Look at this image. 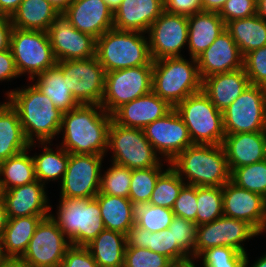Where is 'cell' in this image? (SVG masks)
<instances>
[{
  "label": "cell",
  "instance_id": "cell-13",
  "mask_svg": "<svg viewBox=\"0 0 266 267\" xmlns=\"http://www.w3.org/2000/svg\"><path fill=\"white\" fill-rule=\"evenodd\" d=\"M71 246L57 223L48 216L37 225L26 251L19 259L31 267H60Z\"/></svg>",
  "mask_w": 266,
  "mask_h": 267
},
{
  "label": "cell",
  "instance_id": "cell-21",
  "mask_svg": "<svg viewBox=\"0 0 266 267\" xmlns=\"http://www.w3.org/2000/svg\"><path fill=\"white\" fill-rule=\"evenodd\" d=\"M73 27L99 38L113 29V11L104 0H73L63 13Z\"/></svg>",
  "mask_w": 266,
  "mask_h": 267
},
{
  "label": "cell",
  "instance_id": "cell-35",
  "mask_svg": "<svg viewBox=\"0 0 266 267\" xmlns=\"http://www.w3.org/2000/svg\"><path fill=\"white\" fill-rule=\"evenodd\" d=\"M226 29L239 47L243 57L266 45V20L257 14L247 18L234 19L226 24Z\"/></svg>",
  "mask_w": 266,
  "mask_h": 267
},
{
  "label": "cell",
  "instance_id": "cell-16",
  "mask_svg": "<svg viewBox=\"0 0 266 267\" xmlns=\"http://www.w3.org/2000/svg\"><path fill=\"white\" fill-rule=\"evenodd\" d=\"M147 34L153 61L182 57L181 49L188 43V17L164 10L152 23Z\"/></svg>",
  "mask_w": 266,
  "mask_h": 267
},
{
  "label": "cell",
  "instance_id": "cell-44",
  "mask_svg": "<svg viewBox=\"0 0 266 267\" xmlns=\"http://www.w3.org/2000/svg\"><path fill=\"white\" fill-rule=\"evenodd\" d=\"M203 267H244L245 253L232 247L217 246L203 251L197 258Z\"/></svg>",
  "mask_w": 266,
  "mask_h": 267
},
{
  "label": "cell",
  "instance_id": "cell-14",
  "mask_svg": "<svg viewBox=\"0 0 266 267\" xmlns=\"http://www.w3.org/2000/svg\"><path fill=\"white\" fill-rule=\"evenodd\" d=\"M104 157L98 154L69 153L67 169L60 182V197L95 198L100 191Z\"/></svg>",
  "mask_w": 266,
  "mask_h": 267
},
{
  "label": "cell",
  "instance_id": "cell-57",
  "mask_svg": "<svg viewBox=\"0 0 266 267\" xmlns=\"http://www.w3.org/2000/svg\"><path fill=\"white\" fill-rule=\"evenodd\" d=\"M48 3H50L59 14H63L70 4L73 2V0H46Z\"/></svg>",
  "mask_w": 266,
  "mask_h": 267
},
{
  "label": "cell",
  "instance_id": "cell-36",
  "mask_svg": "<svg viewBox=\"0 0 266 267\" xmlns=\"http://www.w3.org/2000/svg\"><path fill=\"white\" fill-rule=\"evenodd\" d=\"M40 145L43 152L32 156L37 180L44 185L48 183L47 181L58 179L61 182L69 162V153L60 145L55 152L50 148L51 142H39V147Z\"/></svg>",
  "mask_w": 266,
  "mask_h": 267
},
{
  "label": "cell",
  "instance_id": "cell-55",
  "mask_svg": "<svg viewBox=\"0 0 266 267\" xmlns=\"http://www.w3.org/2000/svg\"><path fill=\"white\" fill-rule=\"evenodd\" d=\"M227 0H201L202 10L220 12Z\"/></svg>",
  "mask_w": 266,
  "mask_h": 267
},
{
  "label": "cell",
  "instance_id": "cell-40",
  "mask_svg": "<svg viewBox=\"0 0 266 267\" xmlns=\"http://www.w3.org/2000/svg\"><path fill=\"white\" fill-rule=\"evenodd\" d=\"M163 166L131 170L129 199L136 206L148 203L158 177L165 171Z\"/></svg>",
  "mask_w": 266,
  "mask_h": 267
},
{
  "label": "cell",
  "instance_id": "cell-63",
  "mask_svg": "<svg viewBox=\"0 0 266 267\" xmlns=\"http://www.w3.org/2000/svg\"><path fill=\"white\" fill-rule=\"evenodd\" d=\"M6 258L3 256V253H2V248H1V245H0V266L2 265L3 261L5 260Z\"/></svg>",
  "mask_w": 266,
  "mask_h": 267
},
{
  "label": "cell",
  "instance_id": "cell-20",
  "mask_svg": "<svg viewBox=\"0 0 266 267\" xmlns=\"http://www.w3.org/2000/svg\"><path fill=\"white\" fill-rule=\"evenodd\" d=\"M243 58L231 34L225 29L196 60L203 80L214 74L243 68Z\"/></svg>",
  "mask_w": 266,
  "mask_h": 267
},
{
  "label": "cell",
  "instance_id": "cell-48",
  "mask_svg": "<svg viewBox=\"0 0 266 267\" xmlns=\"http://www.w3.org/2000/svg\"><path fill=\"white\" fill-rule=\"evenodd\" d=\"M172 211L175 216L196 223L197 186L185 184L174 202Z\"/></svg>",
  "mask_w": 266,
  "mask_h": 267
},
{
  "label": "cell",
  "instance_id": "cell-54",
  "mask_svg": "<svg viewBox=\"0 0 266 267\" xmlns=\"http://www.w3.org/2000/svg\"><path fill=\"white\" fill-rule=\"evenodd\" d=\"M23 0H0V14L11 17Z\"/></svg>",
  "mask_w": 266,
  "mask_h": 267
},
{
  "label": "cell",
  "instance_id": "cell-4",
  "mask_svg": "<svg viewBox=\"0 0 266 267\" xmlns=\"http://www.w3.org/2000/svg\"><path fill=\"white\" fill-rule=\"evenodd\" d=\"M146 33L111 29L96 39V57L105 72L153 65Z\"/></svg>",
  "mask_w": 266,
  "mask_h": 267
},
{
  "label": "cell",
  "instance_id": "cell-24",
  "mask_svg": "<svg viewBox=\"0 0 266 267\" xmlns=\"http://www.w3.org/2000/svg\"><path fill=\"white\" fill-rule=\"evenodd\" d=\"M222 146L231 173L266 159V131L225 135Z\"/></svg>",
  "mask_w": 266,
  "mask_h": 267
},
{
  "label": "cell",
  "instance_id": "cell-37",
  "mask_svg": "<svg viewBox=\"0 0 266 267\" xmlns=\"http://www.w3.org/2000/svg\"><path fill=\"white\" fill-rule=\"evenodd\" d=\"M27 151L0 162V191L30 184L37 180L33 158Z\"/></svg>",
  "mask_w": 266,
  "mask_h": 267
},
{
  "label": "cell",
  "instance_id": "cell-11",
  "mask_svg": "<svg viewBox=\"0 0 266 267\" xmlns=\"http://www.w3.org/2000/svg\"><path fill=\"white\" fill-rule=\"evenodd\" d=\"M222 114L226 135L266 131V87L250 84Z\"/></svg>",
  "mask_w": 266,
  "mask_h": 267
},
{
  "label": "cell",
  "instance_id": "cell-18",
  "mask_svg": "<svg viewBox=\"0 0 266 267\" xmlns=\"http://www.w3.org/2000/svg\"><path fill=\"white\" fill-rule=\"evenodd\" d=\"M56 61L79 60L96 56V38L72 26L59 14L47 30Z\"/></svg>",
  "mask_w": 266,
  "mask_h": 267
},
{
  "label": "cell",
  "instance_id": "cell-58",
  "mask_svg": "<svg viewBox=\"0 0 266 267\" xmlns=\"http://www.w3.org/2000/svg\"><path fill=\"white\" fill-rule=\"evenodd\" d=\"M0 267H31L19 258H6Z\"/></svg>",
  "mask_w": 266,
  "mask_h": 267
},
{
  "label": "cell",
  "instance_id": "cell-46",
  "mask_svg": "<svg viewBox=\"0 0 266 267\" xmlns=\"http://www.w3.org/2000/svg\"><path fill=\"white\" fill-rule=\"evenodd\" d=\"M172 261L147 248L126 247L124 267H167Z\"/></svg>",
  "mask_w": 266,
  "mask_h": 267
},
{
  "label": "cell",
  "instance_id": "cell-7",
  "mask_svg": "<svg viewBox=\"0 0 266 267\" xmlns=\"http://www.w3.org/2000/svg\"><path fill=\"white\" fill-rule=\"evenodd\" d=\"M186 127L193 144L220 145L225 137L222 111L201 90L189 95L174 107Z\"/></svg>",
  "mask_w": 266,
  "mask_h": 267
},
{
  "label": "cell",
  "instance_id": "cell-32",
  "mask_svg": "<svg viewBox=\"0 0 266 267\" xmlns=\"http://www.w3.org/2000/svg\"><path fill=\"white\" fill-rule=\"evenodd\" d=\"M126 235L103 230L85 247L100 267H124Z\"/></svg>",
  "mask_w": 266,
  "mask_h": 267
},
{
  "label": "cell",
  "instance_id": "cell-30",
  "mask_svg": "<svg viewBox=\"0 0 266 267\" xmlns=\"http://www.w3.org/2000/svg\"><path fill=\"white\" fill-rule=\"evenodd\" d=\"M50 215H32L8 218L0 237V245L5 258H20L26 251L37 225Z\"/></svg>",
  "mask_w": 266,
  "mask_h": 267
},
{
  "label": "cell",
  "instance_id": "cell-60",
  "mask_svg": "<svg viewBox=\"0 0 266 267\" xmlns=\"http://www.w3.org/2000/svg\"><path fill=\"white\" fill-rule=\"evenodd\" d=\"M257 15L266 20V0H257Z\"/></svg>",
  "mask_w": 266,
  "mask_h": 267
},
{
  "label": "cell",
  "instance_id": "cell-47",
  "mask_svg": "<svg viewBox=\"0 0 266 267\" xmlns=\"http://www.w3.org/2000/svg\"><path fill=\"white\" fill-rule=\"evenodd\" d=\"M243 68L250 84L266 87V45L247 53Z\"/></svg>",
  "mask_w": 266,
  "mask_h": 267
},
{
  "label": "cell",
  "instance_id": "cell-51",
  "mask_svg": "<svg viewBox=\"0 0 266 267\" xmlns=\"http://www.w3.org/2000/svg\"><path fill=\"white\" fill-rule=\"evenodd\" d=\"M164 10L187 17L203 11L201 0H164Z\"/></svg>",
  "mask_w": 266,
  "mask_h": 267
},
{
  "label": "cell",
  "instance_id": "cell-17",
  "mask_svg": "<svg viewBox=\"0 0 266 267\" xmlns=\"http://www.w3.org/2000/svg\"><path fill=\"white\" fill-rule=\"evenodd\" d=\"M145 137L158 155L170 163L180 152L192 145L189 130L173 108L165 116L143 129Z\"/></svg>",
  "mask_w": 266,
  "mask_h": 267
},
{
  "label": "cell",
  "instance_id": "cell-29",
  "mask_svg": "<svg viewBox=\"0 0 266 267\" xmlns=\"http://www.w3.org/2000/svg\"><path fill=\"white\" fill-rule=\"evenodd\" d=\"M36 143L29 142L23 132L17 111L8 101L0 103V162L25 150L31 151Z\"/></svg>",
  "mask_w": 266,
  "mask_h": 267
},
{
  "label": "cell",
  "instance_id": "cell-3",
  "mask_svg": "<svg viewBox=\"0 0 266 267\" xmlns=\"http://www.w3.org/2000/svg\"><path fill=\"white\" fill-rule=\"evenodd\" d=\"M170 166L189 185L223 187L230 181L231 173L222 144H192L180 152Z\"/></svg>",
  "mask_w": 266,
  "mask_h": 267
},
{
  "label": "cell",
  "instance_id": "cell-33",
  "mask_svg": "<svg viewBox=\"0 0 266 267\" xmlns=\"http://www.w3.org/2000/svg\"><path fill=\"white\" fill-rule=\"evenodd\" d=\"M58 15L46 0H23L10 19L13 27L47 32Z\"/></svg>",
  "mask_w": 266,
  "mask_h": 267
},
{
  "label": "cell",
  "instance_id": "cell-8",
  "mask_svg": "<svg viewBox=\"0 0 266 267\" xmlns=\"http://www.w3.org/2000/svg\"><path fill=\"white\" fill-rule=\"evenodd\" d=\"M111 149V163L131 170L164 166L143 129L125 127L112 120L108 132L107 152ZM158 156V157H157Z\"/></svg>",
  "mask_w": 266,
  "mask_h": 267
},
{
  "label": "cell",
  "instance_id": "cell-45",
  "mask_svg": "<svg viewBox=\"0 0 266 267\" xmlns=\"http://www.w3.org/2000/svg\"><path fill=\"white\" fill-rule=\"evenodd\" d=\"M197 227L195 222L175 216L168 227L172 230L174 242L191 258L195 263V246L197 237Z\"/></svg>",
  "mask_w": 266,
  "mask_h": 267
},
{
  "label": "cell",
  "instance_id": "cell-41",
  "mask_svg": "<svg viewBox=\"0 0 266 267\" xmlns=\"http://www.w3.org/2000/svg\"><path fill=\"white\" fill-rule=\"evenodd\" d=\"M135 213V225L150 232L167 229L175 217L172 209L149 203L137 204Z\"/></svg>",
  "mask_w": 266,
  "mask_h": 267
},
{
  "label": "cell",
  "instance_id": "cell-62",
  "mask_svg": "<svg viewBox=\"0 0 266 267\" xmlns=\"http://www.w3.org/2000/svg\"><path fill=\"white\" fill-rule=\"evenodd\" d=\"M167 267H186L184 264L171 262Z\"/></svg>",
  "mask_w": 266,
  "mask_h": 267
},
{
  "label": "cell",
  "instance_id": "cell-27",
  "mask_svg": "<svg viewBox=\"0 0 266 267\" xmlns=\"http://www.w3.org/2000/svg\"><path fill=\"white\" fill-rule=\"evenodd\" d=\"M250 85L244 68L218 73L202 80V91L220 111L230 106Z\"/></svg>",
  "mask_w": 266,
  "mask_h": 267
},
{
  "label": "cell",
  "instance_id": "cell-23",
  "mask_svg": "<svg viewBox=\"0 0 266 267\" xmlns=\"http://www.w3.org/2000/svg\"><path fill=\"white\" fill-rule=\"evenodd\" d=\"M173 107L153 91L123 104L112 119L119 125L144 129L155 120L165 116Z\"/></svg>",
  "mask_w": 266,
  "mask_h": 267
},
{
  "label": "cell",
  "instance_id": "cell-56",
  "mask_svg": "<svg viewBox=\"0 0 266 267\" xmlns=\"http://www.w3.org/2000/svg\"><path fill=\"white\" fill-rule=\"evenodd\" d=\"M7 221L8 217H7L5 199L3 197L2 192L0 191V237L3 234V231L5 230Z\"/></svg>",
  "mask_w": 266,
  "mask_h": 267
},
{
  "label": "cell",
  "instance_id": "cell-2",
  "mask_svg": "<svg viewBox=\"0 0 266 267\" xmlns=\"http://www.w3.org/2000/svg\"><path fill=\"white\" fill-rule=\"evenodd\" d=\"M6 96L17 111L24 135L30 143L52 142L60 134L63 113L34 84L12 89L6 92Z\"/></svg>",
  "mask_w": 266,
  "mask_h": 267
},
{
  "label": "cell",
  "instance_id": "cell-38",
  "mask_svg": "<svg viewBox=\"0 0 266 267\" xmlns=\"http://www.w3.org/2000/svg\"><path fill=\"white\" fill-rule=\"evenodd\" d=\"M186 183L178 173L169 165L158 177L152 192L149 204L172 209L182 187Z\"/></svg>",
  "mask_w": 266,
  "mask_h": 267
},
{
  "label": "cell",
  "instance_id": "cell-39",
  "mask_svg": "<svg viewBox=\"0 0 266 267\" xmlns=\"http://www.w3.org/2000/svg\"><path fill=\"white\" fill-rule=\"evenodd\" d=\"M223 215V187H197L196 224L210 223Z\"/></svg>",
  "mask_w": 266,
  "mask_h": 267
},
{
  "label": "cell",
  "instance_id": "cell-59",
  "mask_svg": "<svg viewBox=\"0 0 266 267\" xmlns=\"http://www.w3.org/2000/svg\"><path fill=\"white\" fill-rule=\"evenodd\" d=\"M253 265L249 266L250 261L248 259V254H245V259H244V267H266V253L260 258H258L256 261H254Z\"/></svg>",
  "mask_w": 266,
  "mask_h": 267
},
{
  "label": "cell",
  "instance_id": "cell-10",
  "mask_svg": "<svg viewBox=\"0 0 266 267\" xmlns=\"http://www.w3.org/2000/svg\"><path fill=\"white\" fill-rule=\"evenodd\" d=\"M153 65L106 72L102 108L113 114L123 104L152 92Z\"/></svg>",
  "mask_w": 266,
  "mask_h": 267
},
{
  "label": "cell",
  "instance_id": "cell-19",
  "mask_svg": "<svg viewBox=\"0 0 266 267\" xmlns=\"http://www.w3.org/2000/svg\"><path fill=\"white\" fill-rule=\"evenodd\" d=\"M223 215L245 221L262 234L266 231V198L230 180L223 186Z\"/></svg>",
  "mask_w": 266,
  "mask_h": 267
},
{
  "label": "cell",
  "instance_id": "cell-1",
  "mask_svg": "<svg viewBox=\"0 0 266 267\" xmlns=\"http://www.w3.org/2000/svg\"><path fill=\"white\" fill-rule=\"evenodd\" d=\"M101 105L83 104L62 115L61 147L72 154H98L105 156L108 132L112 122Z\"/></svg>",
  "mask_w": 266,
  "mask_h": 267
},
{
  "label": "cell",
  "instance_id": "cell-25",
  "mask_svg": "<svg viewBox=\"0 0 266 267\" xmlns=\"http://www.w3.org/2000/svg\"><path fill=\"white\" fill-rule=\"evenodd\" d=\"M164 11V0H122L113 12V27L122 31L147 33Z\"/></svg>",
  "mask_w": 266,
  "mask_h": 267
},
{
  "label": "cell",
  "instance_id": "cell-28",
  "mask_svg": "<svg viewBox=\"0 0 266 267\" xmlns=\"http://www.w3.org/2000/svg\"><path fill=\"white\" fill-rule=\"evenodd\" d=\"M226 29L218 12L201 11L188 16V51L198 58Z\"/></svg>",
  "mask_w": 266,
  "mask_h": 267
},
{
  "label": "cell",
  "instance_id": "cell-43",
  "mask_svg": "<svg viewBox=\"0 0 266 267\" xmlns=\"http://www.w3.org/2000/svg\"><path fill=\"white\" fill-rule=\"evenodd\" d=\"M112 164V165H111ZM104 174H101L100 191L98 194L129 197L131 169L114 163Z\"/></svg>",
  "mask_w": 266,
  "mask_h": 267
},
{
  "label": "cell",
  "instance_id": "cell-31",
  "mask_svg": "<svg viewBox=\"0 0 266 267\" xmlns=\"http://www.w3.org/2000/svg\"><path fill=\"white\" fill-rule=\"evenodd\" d=\"M95 198L101 211L105 229L127 235L135 225V205L129 198L97 194Z\"/></svg>",
  "mask_w": 266,
  "mask_h": 267
},
{
  "label": "cell",
  "instance_id": "cell-42",
  "mask_svg": "<svg viewBox=\"0 0 266 267\" xmlns=\"http://www.w3.org/2000/svg\"><path fill=\"white\" fill-rule=\"evenodd\" d=\"M230 180L237 186L266 198V159L234 169Z\"/></svg>",
  "mask_w": 266,
  "mask_h": 267
},
{
  "label": "cell",
  "instance_id": "cell-61",
  "mask_svg": "<svg viewBox=\"0 0 266 267\" xmlns=\"http://www.w3.org/2000/svg\"><path fill=\"white\" fill-rule=\"evenodd\" d=\"M109 8L114 12L120 5V3L122 2V0H104Z\"/></svg>",
  "mask_w": 266,
  "mask_h": 267
},
{
  "label": "cell",
  "instance_id": "cell-50",
  "mask_svg": "<svg viewBox=\"0 0 266 267\" xmlns=\"http://www.w3.org/2000/svg\"><path fill=\"white\" fill-rule=\"evenodd\" d=\"M60 267H100L85 246H71L65 253Z\"/></svg>",
  "mask_w": 266,
  "mask_h": 267
},
{
  "label": "cell",
  "instance_id": "cell-15",
  "mask_svg": "<svg viewBox=\"0 0 266 267\" xmlns=\"http://www.w3.org/2000/svg\"><path fill=\"white\" fill-rule=\"evenodd\" d=\"M257 235L259 233L249 223L222 215L210 223L198 225L195 260L206 249L217 246L232 247L246 254L243 243Z\"/></svg>",
  "mask_w": 266,
  "mask_h": 267
},
{
  "label": "cell",
  "instance_id": "cell-5",
  "mask_svg": "<svg viewBox=\"0 0 266 267\" xmlns=\"http://www.w3.org/2000/svg\"><path fill=\"white\" fill-rule=\"evenodd\" d=\"M190 60L182 56L153 61L152 91L173 108L189 95L202 90L197 60Z\"/></svg>",
  "mask_w": 266,
  "mask_h": 267
},
{
  "label": "cell",
  "instance_id": "cell-22",
  "mask_svg": "<svg viewBox=\"0 0 266 267\" xmlns=\"http://www.w3.org/2000/svg\"><path fill=\"white\" fill-rule=\"evenodd\" d=\"M46 185L36 180L30 184L1 191L5 199L8 218L32 215H50L52 209Z\"/></svg>",
  "mask_w": 266,
  "mask_h": 267
},
{
  "label": "cell",
  "instance_id": "cell-6",
  "mask_svg": "<svg viewBox=\"0 0 266 267\" xmlns=\"http://www.w3.org/2000/svg\"><path fill=\"white\" fill-rule=\"evenodd\" d=\"M60 199L56 217L52 212L50 216L70 240L71 245L86 246L105 230L96 198Z\"/></svg>",
  "mask_w": 266,
  "mask_h": 267
},
{
  "label": "cell",
  "instance_id": "cell-52",
  "mask_svg": "<svg viewBox=\"0 0 266 267\" xmlns=\"http://www.w3.org/2000/svg\"><path fill=\"white\" fill-rule=\"evenodd\" d=\"M20 77L11 50L0 51V82Z\"/></svg>",
  "mask_w": 266,
  "mask_h": 267
},
{
  "label": "cell",
  "instance_id": "cell-53",
  "mask_svg": "<svg viewBox=\"0 0 266 267\" xmlns=\"http://www.w3.org/2000/svg\"><path fill=\"white\" fill-rule=\"evenodd\" d=\"M13 28L10 17L0 14V51L10 49V39Z\"/></svg>",
  "mask_w": 266,
  "mask_h": 267
},
{
  "label": "cell",
  "instance_id": "cell-34",
  "mask_svg": "<svg viewBox=\"0 0 266 267\" xmlns=\"http://www.w3.org/2000/svg\"><path fill=\"white\" fill-rule=\"evenodd\" d=\"M32 83L46 95L62 113L69 112L80 105L68 89L62 70L55 65L33 77Z\"/></svg>",
  "mask_w": 266,
  "mask_h": 267
},
{
  "label": "cell",
  "instance_id": "cell-9",
  "mask_svg": "<svg viewBox=\"0 0 266 267\" xmlns=\"http://www.w3.org/2000/svg\"><path fill=\"white\" fill-rule=\"evenodd\" d=\"M10 50L20 76L28 80L56 65L47 32L23 30L14 27L11 33Z\"/></svg>",
  "mask_w": 266,
  "mask_h": 267
},
{
  "label": "cell",
  "instance_id": "cell-64",
  "mask_svg": "<svg viewBox=\"0 0 266 267\" xmlns=\"http://www.w3.org/2000/svg\"><path fill=\"white\" fill-rule=\"evenodd\" d=\"M188 267H197V265H195V263H193L191 266Z\"/></svg>",
  "mask_w": 266,
  "mask_h": 267
},
{
  "label": "cell",
  "instance_id": "cell-26",
  "mask_svg": "<svg viewBox=\"0 0 266 267\" xmlns=\"http://www.w3.org/2000/svg\"><path fill=\"white\" fill-rule=\"evenodd\" d=\"M126 242V247L147 248L166 256L172 262L184 264L186 267L194 263L177 242H174L172 230L169 228L150 232L134 225L126 235Z\"/></svg>",
  "mask_w": 266,
  "mask_h": 267
},
{
  "label": "cell",
  "instance_id": "cell-49",
  "mask_svg": "<svg viewBox=\"0 0 266 267\" xmlns=\"http://www.w3.org/2000/svg\"><path fill=\"white\" fill-rule=\"evenodd\" d=\"M255 14H257L255 0H227L219 12L225 24L234 19L247 18Z\"/></svg>",
  "mask_w": 266,
  "mask_h": 267
},
{
  "label": "cell",
  "instance_id": "cell-12",
  "mask_svg": "<svg viewBox=\"0 0 266 267\" xmlns=\"http://www.w3.org/2000/svg\"><path fill=\"white\" fill-rule=\"evenodd\" d=\"M56 65L62 70L68 89L80 105L101 104L106 72L96 56L57 61Z\"/></svg>",
  "mask_w": 266,
  "mask_h": 267
}]
</instances>
